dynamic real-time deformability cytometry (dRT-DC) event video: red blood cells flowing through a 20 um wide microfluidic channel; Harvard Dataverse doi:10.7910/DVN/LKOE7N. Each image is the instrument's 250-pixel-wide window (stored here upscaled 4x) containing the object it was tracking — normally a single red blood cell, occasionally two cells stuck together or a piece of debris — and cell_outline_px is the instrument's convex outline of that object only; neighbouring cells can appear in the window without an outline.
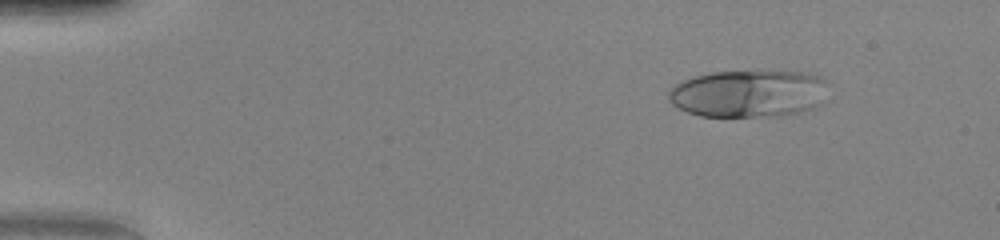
{"species": "human", "species_latin": "Homo sapiens", "temperature_condition": "warm", "stored_images_in_passage": 50, "camera_frame_rate_fps": 3000, "um_per_image_px": 0.085, "donor": {"sex": "female"}, "frame": {"image": 1, "passage_image": 7, "time_ms": 2.0, "image_size_px": [1000, 240], "cell_outline_px": [[828, 80], [820, 104], [816, 108], [800, 112], [780, 116], [700, 116], [688, 112], [672, 104], [668, 100], [668, 92], [680, 80], [692, 76], [712, 72], [808, 72], [820, 76]], "centroid_in_image_um": [63.62, 7.95], "position_along_channel_um": 21.4, "area_um2": 44.16}}
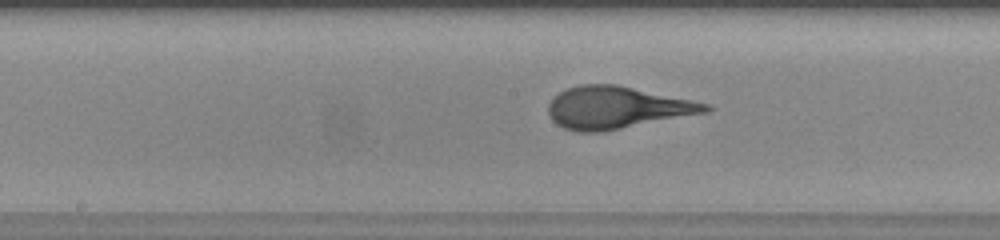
{"frame": {"image": 2, "passage_image": 27, "time_ms": 8.667, "image_size_px": [1000, 240], "cell_outline_px": [[716, 108], [708, 112], [600, 132], [576, 132], [564, 128], [556, 124], [548, 116], [548, 104], [560, 92], [568, 88], [580, 84], [616, 84], [692, 100], [708, 104]], "centroid_in_image_um": [52.42, 9.15], "position_along_channel_um": 195.8, "area_um2": 38.49}}
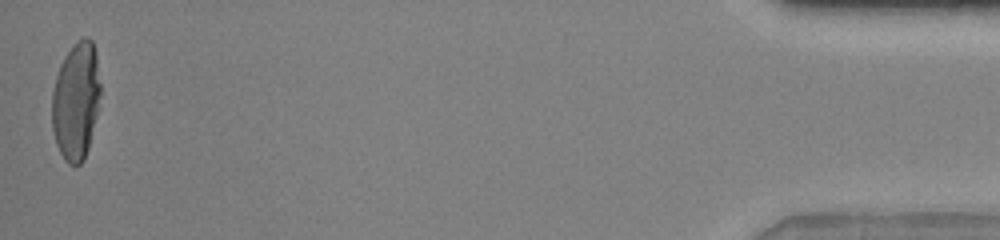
{"frame": {"image": 3, "passage_image": 50, "time_ms": 16.333, "image_size_px": [1000, 240], "cell_outline_px": [[100, 92], [96, 116], [88, 148], [84, 160], [80, 164], [68, 164], [64, 160], [56, 144], [52, 128], [52, 92], [56, 76], [60, 64], [64, 56], [84, 36], [88, 36], [92, 40], [96, 52], [100, 84]], "centroid_in_image_um": [6.45, 8.59], "position_along_channel_um": 428.7, "area_um2": 33.12}, "authors_computed_cell_mechanics": {"area_um2": 38.8705, "velocity_mm_per_s": 4.1538, "shape_relaxation_time_tau1_ms": 5.1394, "shape_relaxation_time_tau2_ms": null, "deformation_change_tau1": 0.268, "deformation_change_tau2": null}}